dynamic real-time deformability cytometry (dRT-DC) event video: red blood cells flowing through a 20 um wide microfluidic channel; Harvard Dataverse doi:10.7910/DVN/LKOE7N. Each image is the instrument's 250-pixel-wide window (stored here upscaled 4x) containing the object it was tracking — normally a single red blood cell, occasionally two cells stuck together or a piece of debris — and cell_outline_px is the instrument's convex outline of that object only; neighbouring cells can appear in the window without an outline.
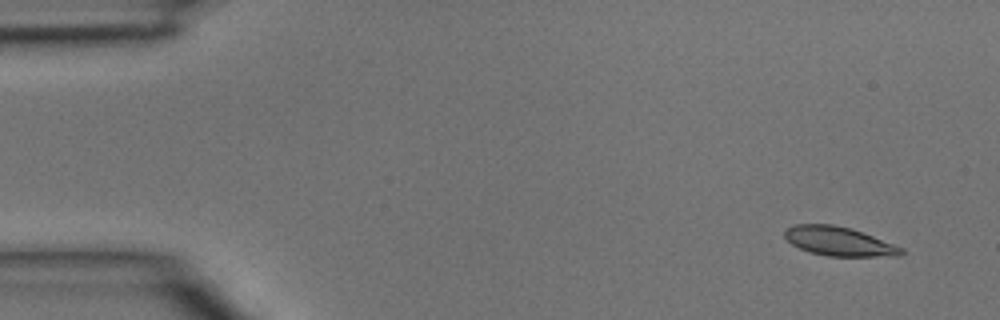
{"species": "common noctule bat (a hibernating species)", "species_latin": "Nyctalus noctula", "temperature_condition": "room temperature", "stored_images_in_passage": 4, "camera_frame_rate_fps": 3000, "um_per_image_px": 0.085, "animal": {"sex": "male", "body_mass_g": 15.6}, "frame": {"image": 1, "passage_image": 1, "time_ms": 0.0, "image_size_px": [1000, 320], "cell_outline_px": [[904, 252], [900, 256], [828, 256], [808, 252], [792, 244], [784, 236], [784, 232], [792, 224], [832, 224], [852, 228], [904, 248]], "centroid_in_image_um": [71.31, 20.51], "position_along_channel_um": 13.7, "area_um2": 19.77}}
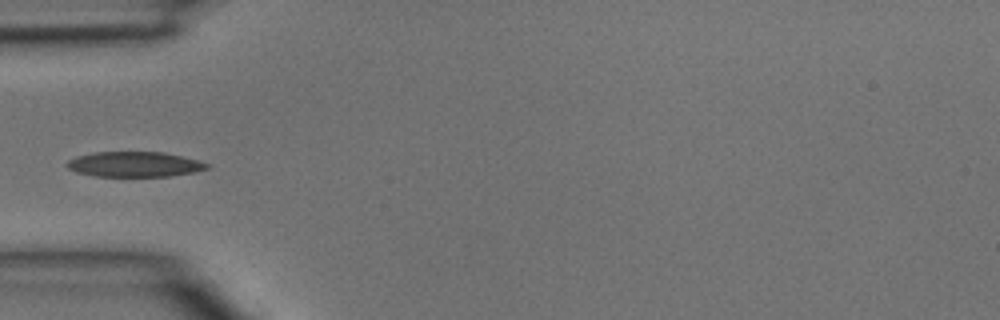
{"frame": {"image": 2, "passage_image": 4, "time_ms": 1.0, "image_size_px": [1000, 320], "cell_outline_px": [[212, 164], [208, 168], [196, 172], [168, 176], [92, 176], [76, 172], [68, 168], [64, 164], [68, 160], [76, 156], [96, 152], [164, 152]], "centroid_in_image_um": [11.41, 13.97], "position_along_channel_um": 73.6, "area_um2": 20.58}}